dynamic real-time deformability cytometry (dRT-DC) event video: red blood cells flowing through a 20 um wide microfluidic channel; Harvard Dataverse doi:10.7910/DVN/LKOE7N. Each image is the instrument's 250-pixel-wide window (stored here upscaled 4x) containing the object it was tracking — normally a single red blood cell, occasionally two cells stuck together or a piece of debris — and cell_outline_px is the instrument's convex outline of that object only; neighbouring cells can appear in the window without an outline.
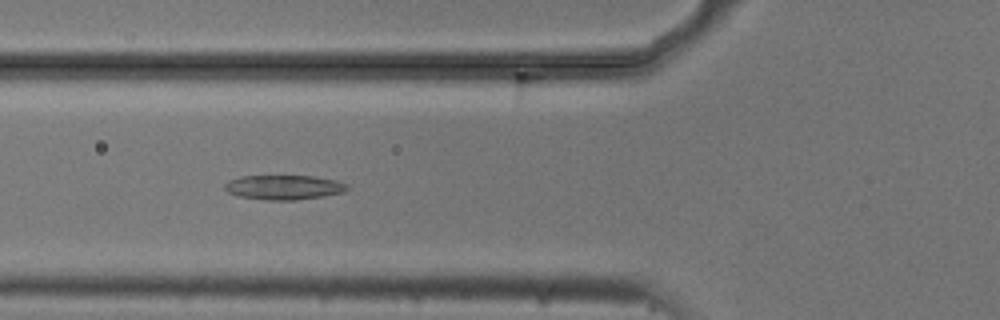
{"species": "common noctule bat (a hibernating species)", "species_latin": "Nyctalus noctula", "temperature_condition": "cold", "stored_images_in_passage": 53, "camera_frame_rate_fps": 3000, "um_per_image_px": 0.085, "animal": {"sex": "male", "body_mass_g": 20.5, "forearm_length_mm": 52.5}, "frame": {"image": 1, "passage_image": 19, "time_ms": 6.0, "image_size_px": [1000, 320], "cell_outline_px": [[348, 188], [344, 192], [324, 196], [296, 200], [264, 200], [236, 196], [228, 192], [224, 188], [224, 184], [228, 180], [244, 176], [312, 176], [336, 180], [348, 184]], "centroid_in_image_um": [24.12, 15.93], "position_along_channel_um": 101.7, "area_um2": 17.63}}
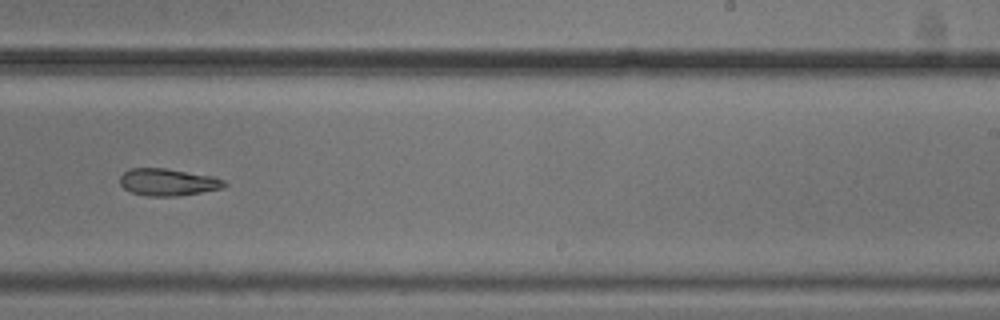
{"frame": {"image": 2, "passage_image": 33, "time_ms": 10.667, "image_size_px": [1000, 320], "cell_outline_px": [[228, 184], [224, 188], [176, 196], [148, 196], [132, 192], [124, 188], [120, 184], [120, 176], [128, 168], [164, 168], [212, 176], [224, 180]], "centroid_in_image_um": [14.27, 15.48], "position_along_channel_um": 274.7, "area_um2": 16.42}}
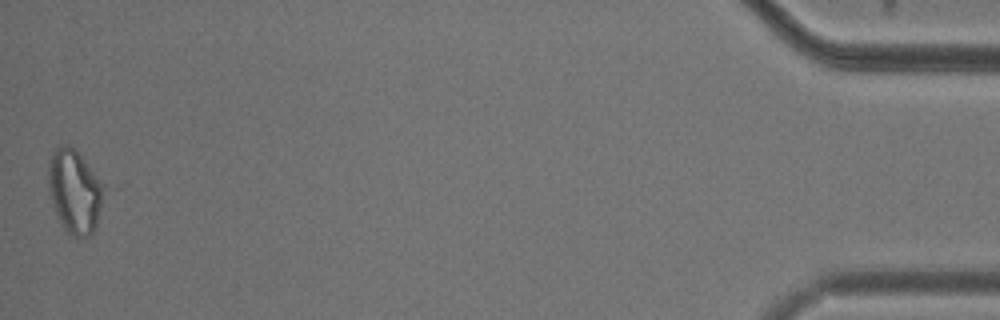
{"frame": {"image": 3, "passage_image": 53, "time_ms": 17.333, "image_size_px": [1000, 320], "cell_outline_px": [[104, 188], [96, 224], [92, 236], [72, 236], [64, 228], [52, 204], [48, 188], [48, 160], [52, 152], [60, 144], [68, 144], [76, 148], [104, 184]], "centroid_in_image_um": [6.32, 16.2], "position_along_channel_um": 428.9, "area_um2": 27.05}}